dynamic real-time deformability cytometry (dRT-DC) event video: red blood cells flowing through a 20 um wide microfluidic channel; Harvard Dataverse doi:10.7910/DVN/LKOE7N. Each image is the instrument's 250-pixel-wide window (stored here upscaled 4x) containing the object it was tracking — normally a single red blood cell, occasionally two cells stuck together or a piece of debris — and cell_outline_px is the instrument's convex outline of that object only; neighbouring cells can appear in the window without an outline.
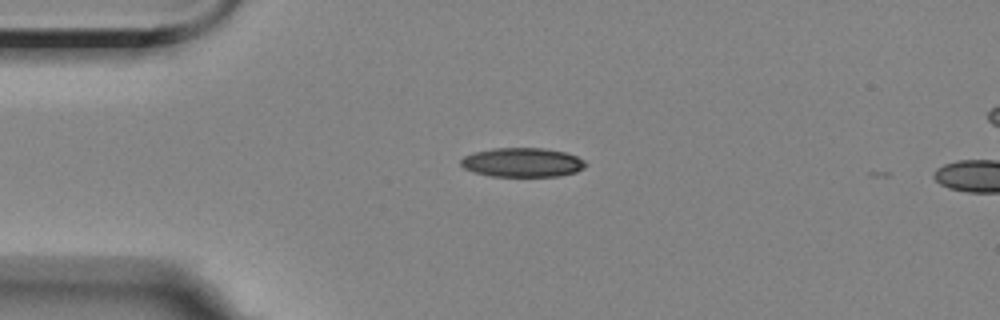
{"species": "Egyptian fruit bat (a non-hibernating species)", "species_latin": "Rousettus aegyptiacus", "temperature_condition": "room temperature", "stored_images_in_passage": 4, "camera_frame_rate_fps": 3000, "um_per_image_px": 0.085, "animal": {"sex": "female"}, "frame": {"image": 1, "passage_image": 3, "time_ms": 2.333, "image_size_px": [1000, 320], "cell_outline_px": [[588, 164], [584, 168], [576, 172], [560, 176], [492, 176], [472, 172], [464, 168], [460, 164], [460, 160], [464, 156], [472, 152], [492, 148], [544, 148], [564, 152], [576, 156], [584, 160]], "centroid_in_image_um": [44.39, 13.8], "position_along_channel_um": 40.6, "area_um2": 21.39}}